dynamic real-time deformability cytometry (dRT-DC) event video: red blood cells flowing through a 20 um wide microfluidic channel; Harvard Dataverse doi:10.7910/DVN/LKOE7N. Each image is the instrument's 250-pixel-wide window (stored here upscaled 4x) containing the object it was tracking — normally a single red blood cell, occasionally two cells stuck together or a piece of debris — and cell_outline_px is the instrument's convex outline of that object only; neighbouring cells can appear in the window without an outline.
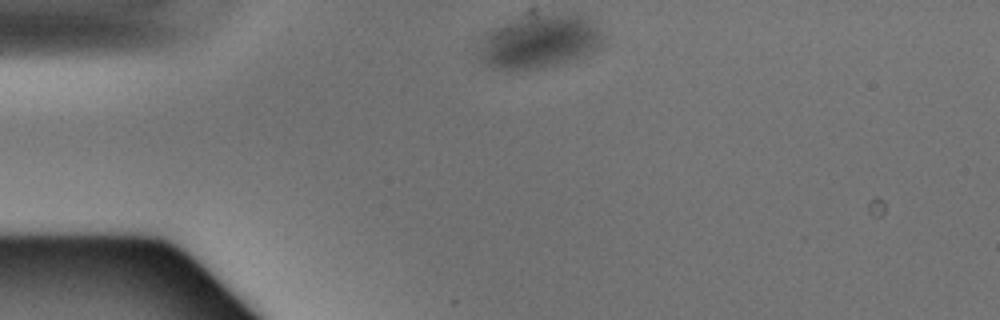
{"species": "Egyptian fruit bat (a non-hibernating species)", "species_latin": "Rousettus aegyptiacus", "temperature_condition": "warm", "stored_images_in_passage": 38, "camera_frame_rate_fps": 3000, "um_per_image_px": 0.085, "animal": {"sex": "male"}, "frame": {"image": 1, "passage_image": 1, "time_ms": 0.0, "image_size_px": [1000, 320], "cell_outline_px": [[600, 44], [596, 48], [584, 56], [556, 64], [536, 68], [496, 68], [480, 60], [480, 44], [488, 32], [512, 20], [536, 16], [588, 16], [596, 24], [600, 32]], "centroid_in_image_um": [45.86, 3.54], "position_along_channel_um": 39.1, "area_um2": 36.76}}
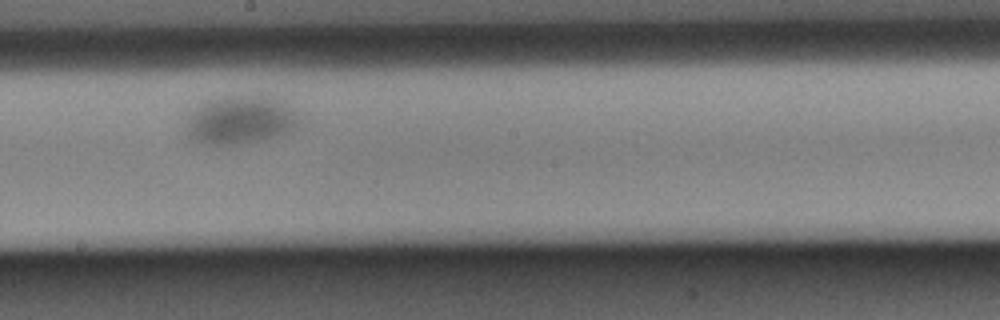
{"frame": {"image": 2, "passage_image": 17, "time_ms": 5.333, "image_size_px": [1000, 320], "cell_outline_px": [[300, 124], [292, 132], [268, 140], [240, 144], [204, 144], [192, 140], [188, 136], [184, 128], [184, 116], [188, 112], [204, 100], [220, 96], [284, 96], [300, 116]], "centroid_in_image_um": [20.46, 10.17], "position_along_channel_um": 227.7, "area_um2": 33.76}}
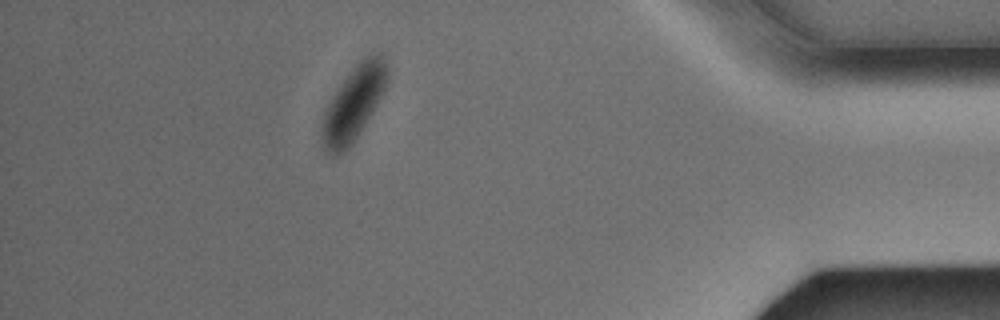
{"frame": {"image": 3, "passage_image": 33, "time_ms": 10.667, "image_size_px": [1000, 320], "cell_outline_px": [[388, 80], [376, 104], [356, 136], [348, 148], [336, 156], [332, 156], [324, 152], [320, 136], [320, 128], [324, 112], [336, 88], [356, 64], [364, 56], [372, 52], [380, 52], [384, 56], [388, 64]], "centroid_in_image_um": [30.02, 8.76], "position_along_channel_um": 405.2, "area_um2": 28.26}}